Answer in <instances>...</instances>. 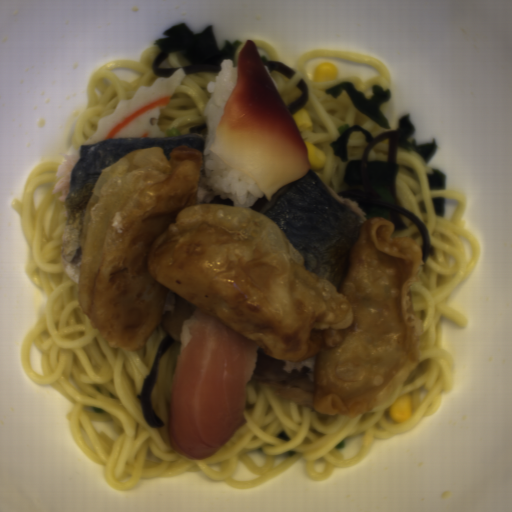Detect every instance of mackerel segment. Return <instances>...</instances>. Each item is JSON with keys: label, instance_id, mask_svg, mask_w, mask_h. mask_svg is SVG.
<instances>
[{"label": "mackerel segment", "instance_id": "c1d32c5f", "mask_svg": "<svg viewBox=\"0 0 512 512\" xmlns=\"http://www.w3.org/2000/svg\"><path fill=\"white\" fill-rule=\"evenodd\" d=\"M205 142L204 134L119 137L84 143L65 152L53 185L54 196L63 205L59 254L63 273L79 283L85 210L103 169L136 149L161 147L169 159L174 146H189L204 152Z\"/></svg>", "mask_w": 512, "mask_h": 512}, {"label": "mackerel segment", "instance_id": "14911b7f", "mask_svg": "<svg viewBox=\"0 0 512 512\" xmlns=\"http://www.w3.org/2000/svg\"><path fill=\"white\" fill-rule=\"evenodd\" d=\"M248 209L272 220L302 256L305 270L341 292L360 226L367 221L356 201L340 195L311 168L299 180L260 196Z\"/></svg>", "mask_w": 512, "mask_h": 512}]
</instances>
